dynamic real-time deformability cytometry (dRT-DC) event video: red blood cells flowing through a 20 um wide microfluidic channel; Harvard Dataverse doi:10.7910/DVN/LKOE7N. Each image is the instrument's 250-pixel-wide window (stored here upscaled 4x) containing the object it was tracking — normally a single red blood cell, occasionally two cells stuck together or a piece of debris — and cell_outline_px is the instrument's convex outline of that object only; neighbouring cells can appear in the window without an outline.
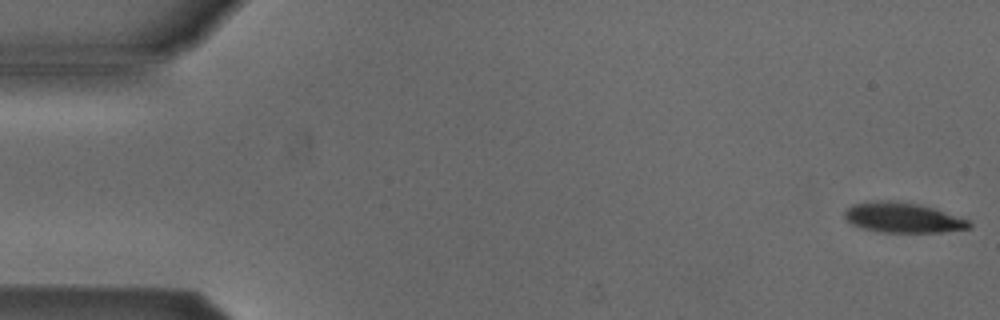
{"species": "Egyptian fruit bat (a non-hibernating species)", "species_latin": "Rousettus aegyptiacus", "temperature_condition": "cold", "stored_images_in_passage": 14, "camera_frame_rate_fps": 3000, "um_per_image_px": 0.085, "animal": {"sex": "male"}, "frame": {"image": 1, "passage_image": 1, "time_ms": 0.0, "image_size_px": [1000, 320], "cell_outline_px": [[972, 228], [940, 232], [880, 232], [864, 228], [852, 224], [844, 216], [844, 212], [852, 204], [876, 200], [888, 200], [916, 204], [932, 208], [968, 220], [972, 224]], "centroid_in_image_um": [76.72, 18.5], "position_along_channel_um": 8.3, "area_um2": 21.5}}
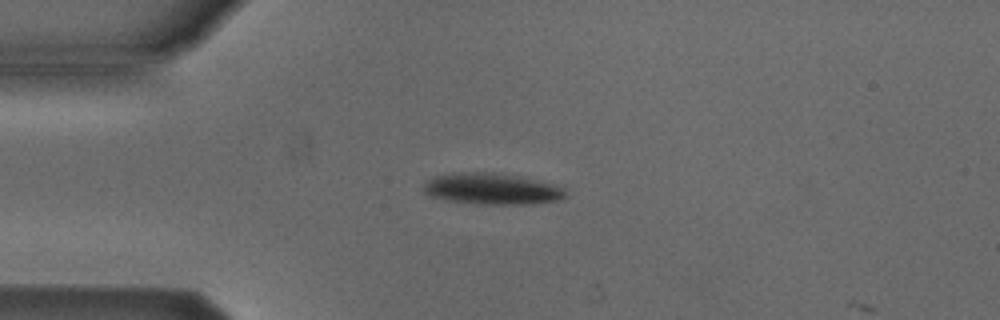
{"frame": {"image": 2, "passage_image": 13, "time_ms": 4.0, "image_size_px": [1000, 320], "cell_outline_px": [[568, 196], [564, 200], [532, 204], [480, 204], [448, 200], [428, 196], [424, 192], [424, 184], [432, 176], [460, 172], [492, 172], [520, 176], [552, 184], [564, 188]], "centroid_in_image_um": [41.84, 16.05], "position_along_channel_um": 43.2, "area_um2": 26.13}}